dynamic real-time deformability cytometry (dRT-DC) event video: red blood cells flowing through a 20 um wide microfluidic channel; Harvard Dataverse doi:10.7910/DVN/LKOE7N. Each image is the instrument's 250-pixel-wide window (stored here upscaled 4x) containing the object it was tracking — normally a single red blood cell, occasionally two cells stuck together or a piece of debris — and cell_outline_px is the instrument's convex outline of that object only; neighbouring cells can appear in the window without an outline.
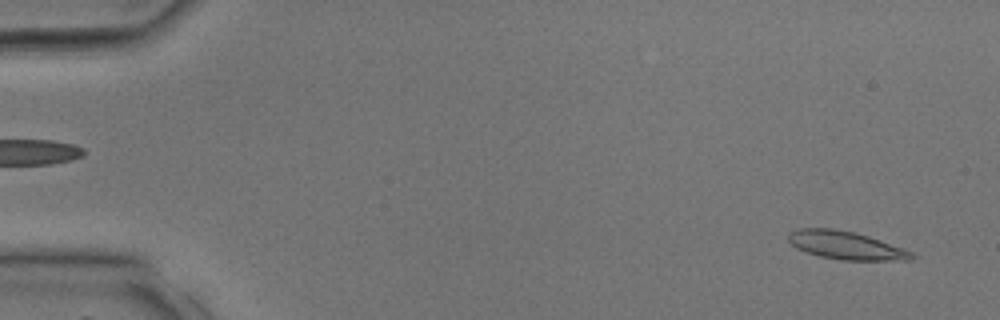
{"species": "common noctule bat (a hibernating species)", "species_latin": "Nyctalus noctula", "temperature_condition": "room temperature", "stored_images_in_passage": 12, "camera_frame_rate_fps": 3000, "um_per_image_px": 0.085, "animal": {"sex": "male", "body_mass_g": 17.9, "forearm_length_mm": 54.2}, "frame": {"image": 1, "passage_image": 1, "time_ms": 0.0, "image_size_px": [1000, 320], "cell_outline_px": [[916, 256], [912, 260], [840, 260], [820, 256], [796, 248], [788, 240], [788, 232], [800, 228], [832, 228], [852, 232], [868, 236], [904, 248], [912, 252]], "centroid_in_image_um": [71.91, 20.85], "position_along_channel_um": 13.1, "area_um2": 20.11}}
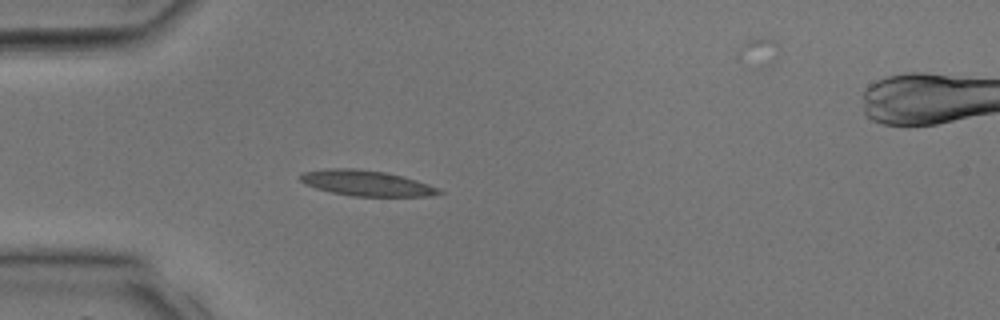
{"frame": {"image": 2, "passage_image": 9, "time_ms": 2.667, "image_size_px": [1000, 320], "cell_outline_px": [[444, 192], [428, 196], [352, 196], [332, 192], [316, 188], [300, 180], [300, 176], [304, 172], [324, 168], [356, 168], [384, 172], [404, 176], [440, 188]], "centroid_in_image_um": [31.17, 15.56], "position_along_channel_um": 53.8, "area_um2": 20.52}}